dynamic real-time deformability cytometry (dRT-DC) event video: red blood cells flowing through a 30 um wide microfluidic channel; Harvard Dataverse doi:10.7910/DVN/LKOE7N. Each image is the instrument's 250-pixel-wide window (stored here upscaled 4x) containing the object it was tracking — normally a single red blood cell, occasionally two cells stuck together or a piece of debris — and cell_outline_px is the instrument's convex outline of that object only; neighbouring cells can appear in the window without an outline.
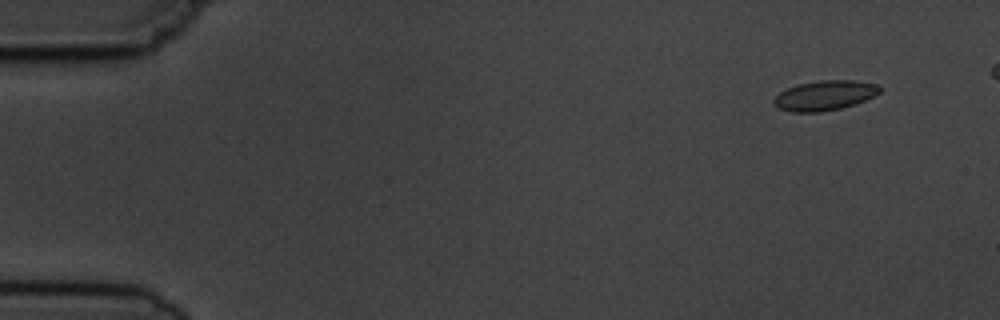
{"species": "common noctule bat (a hibernating species)", "species_latin": "Nyctalus noctula", "temperature_condition": "cold", "stored_images_in_passage": 7, "camera_frame_rate_fps": 3000, "um_per_image_px": 0.085, "animal": {"sex": "male", "body_mass_g": 19.5, "forearm_length_mm": 54.6}, "frame": {"image": 1, "passage_image": 1, "time_ms": 0.0, "image_size_px": [1000, 320], "cell_outline_px": [[884, 88], [880, 92], [864, 100], [840, 108], [820, 112], [792, 112], [776, 108], [772, 100], [780, 92], [788, 88], [800, 84], [820, 80], [856, 80], [876, 84]], "centroid_in_image_um": [70.09, 8.11], "position_along_channel_um": 14.9, "area_um2": 18.32}}
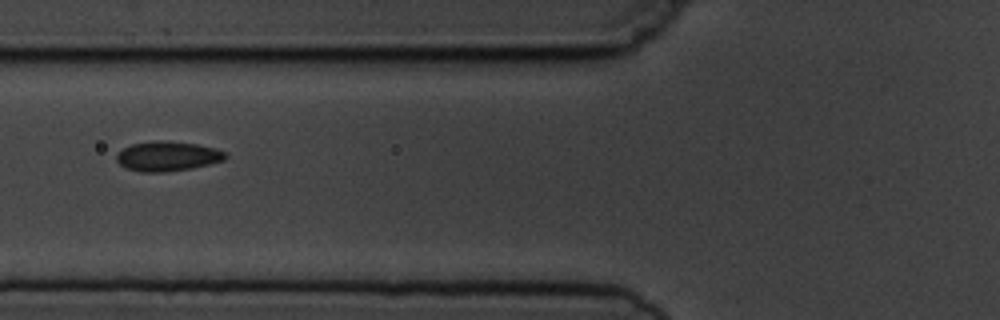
{"frame": {"image": 2, "passage_image": 6, "time_ms": 5.667, "image_size_px": [1000, 320], "cell_outline_px": [[228, 156], [224, 160], [192, 168], [164, 172], [140, 172], [128, 168], [120, 164], [116, 160], [116, 156], [124, 148], [132, 144], [156, 140], [160, 140], [196, 144], [216, 148], [224, 152]], "centroid_in_image_um": [14.25, 13.28], "position_along_channel_um": 111.6, "area_um2": 18.67}}
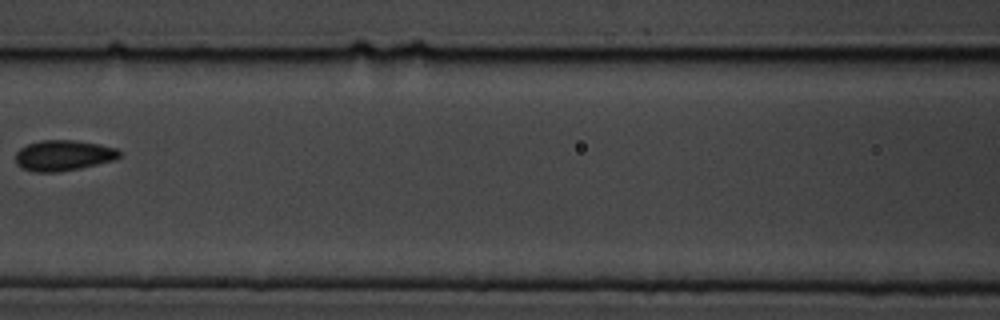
{"frame": {"image": 3, "passage_image": 7, "time_ms": 7.0, "image_size_px": [1000, 320], "cell_outline_px": [[120, 156], [116, 160], [80, 168], [60, 172], [36, 172], [20, 168], [16, 164], [16, 152], [20, 148], [28, 144], [40, 140], [72, 140], [100, 144], [116, 148], [120, 152]], "centroid_in_image_um": [5.38, 13.22], "position_along_channel_um": 161.2, "area_um2": 18.67}}